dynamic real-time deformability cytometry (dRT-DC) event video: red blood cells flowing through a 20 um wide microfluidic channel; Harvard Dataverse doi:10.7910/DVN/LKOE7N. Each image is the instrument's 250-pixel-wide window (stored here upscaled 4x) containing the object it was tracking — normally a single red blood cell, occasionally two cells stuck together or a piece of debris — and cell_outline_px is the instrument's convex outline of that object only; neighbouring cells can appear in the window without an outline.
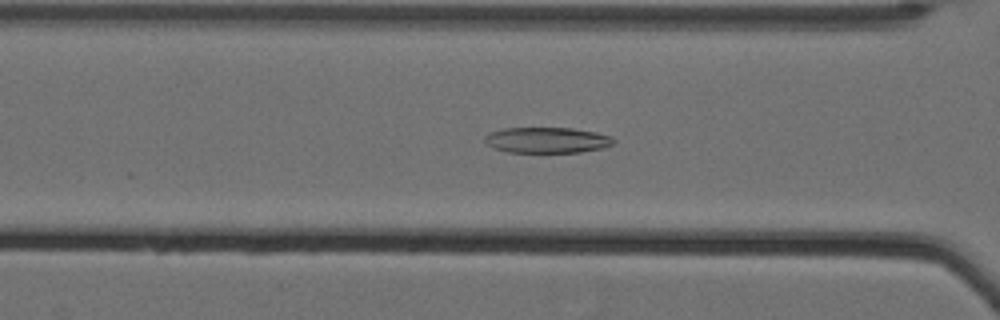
{"species": "Egyptian fruit bat (a non-hibernating species)", "species_latin": "Rousettus aegyptiacus", "temperature_condition": "cold", "stored_images_in_passage": 63, "camera_frame_rate_fps": 3000, "um_per_image_px": 0.085, "animal": {"sex": "female"}, "frame": {"image": 1, "passage_image": 31, "time_ms": 10.0, "image_size_px": [1000, 320], "cell_outline_px": [[616, 140], [612, 144], [604, 148], [580, 152], [508, 152], [492, 148], [484, 140], [484, 136], [488, 132], [504, 128], [572, 128], [596, 132], [612, 136]], "centroid_in_image_um": [46.49, 11.9], "position_along_channel_um": 120.1, "area_um2": 19.48}}
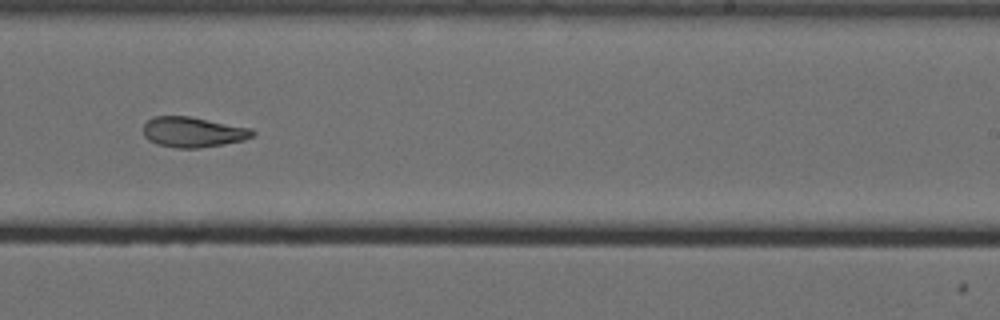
{"frame": {"image": 2, "passage_image": 44, "time_ms": 14.333, "image_size_px": [1000, 320], "cell_outline_px": [[256, 132], [252, 136], [244, 140], [224, 144], [200, 148], [176, 148], [156, 144], [148, 140], [144, 136], [144, 124], [148, 120], [156, 116], [188, 116], [252, 128]], "centroid_in_image_um": [16.41, 11.23], "position_along_channel_um": 272.6, "area_um2": 19.31}}
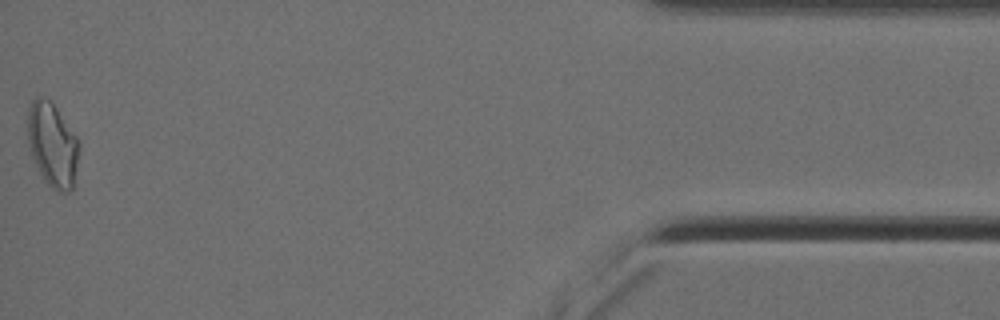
{"frame": {"image": 3, "passage_image": 63, "time_ms": 20.667, "image_size_px": [1000, 320], "cell_outline_px": [[80, 148], [72, 188], [68, 192], [56, 192], [44, 180], [32, 156], [28, 144], [28, 108], [32, 100], [36, 96], [40, 96], [48, 100], [56, 108], [76, 136], [80, 144]], "centroid_in_image_um": [4.46, 12.31], "position_along_channel_um": 430.7, "area_um2": 24.91}, "authors_computed_cell_mechanics": {"area_um2": 22.253, "velocity_mm_per_s": 3.5109, "shape_relaxation_time_tau1_ms": null, "shape_relaxation_time_tau2_ms": 4.4468, "deformation_change_tau1": null, "deformation_change_tau2": 0.1206}}